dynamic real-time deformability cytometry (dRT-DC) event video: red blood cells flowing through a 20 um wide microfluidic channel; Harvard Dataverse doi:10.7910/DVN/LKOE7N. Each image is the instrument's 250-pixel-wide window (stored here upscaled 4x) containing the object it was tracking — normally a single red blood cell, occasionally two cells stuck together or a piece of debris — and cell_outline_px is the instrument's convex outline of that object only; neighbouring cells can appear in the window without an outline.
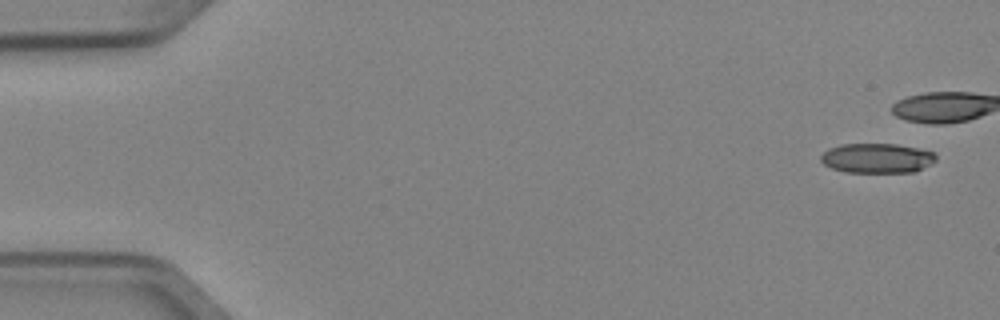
{"species": "Egyptian fruit bat (a non-hibernating species)", "species_latin": "Rousettus aegyptiacus", "temperature_condition": "cold", "stored_images_in_passage": 7, "camera_frame_rate_fps": 3000, "um_per_image_px": 0.085, "animal": {"sex": "female"}, "frame": {"image": 1, "passage_image": 1, "time_ms": 0.0, "image_size_px": [1000, 320], "cell_outline_px": [[936, 160], [932, 164], [916, 172], [844, 172], [832, 168], [824, 164], [820, 160], [820, 156], [828, 148], [840, 144], [896, 144], [916, 148], [932, 152], [936, 156]], "centroid_in_image_um": [74.54, 13.45], "position_along_channel_um": 10.5, "area_um2": 20.0}}
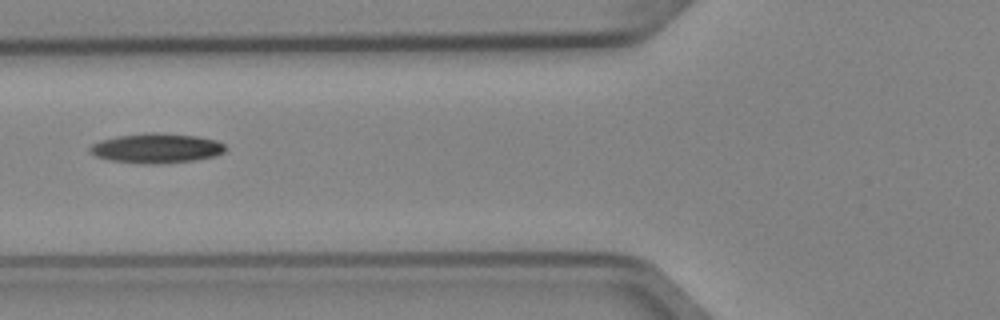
{"frame": {"image": 2, "passage_image": 7, "time_ms": 2.0, "image_size_px": [1000, 320], "cell_outline_px": [[224, 152], [216, 156], [196, 160], [156, 164], [144, 164], [108, 160], [96, 156], [88, 152], [88, 148], [92, 144], [100, 140], [116, 136], [148, 132], [156, 132], [196, 136], [216, 140], [224, 144]], "centroid_in_image_um": [13.26, 12.6], "position_along_channel_um": 112.5, "area_um2": 23.64}}